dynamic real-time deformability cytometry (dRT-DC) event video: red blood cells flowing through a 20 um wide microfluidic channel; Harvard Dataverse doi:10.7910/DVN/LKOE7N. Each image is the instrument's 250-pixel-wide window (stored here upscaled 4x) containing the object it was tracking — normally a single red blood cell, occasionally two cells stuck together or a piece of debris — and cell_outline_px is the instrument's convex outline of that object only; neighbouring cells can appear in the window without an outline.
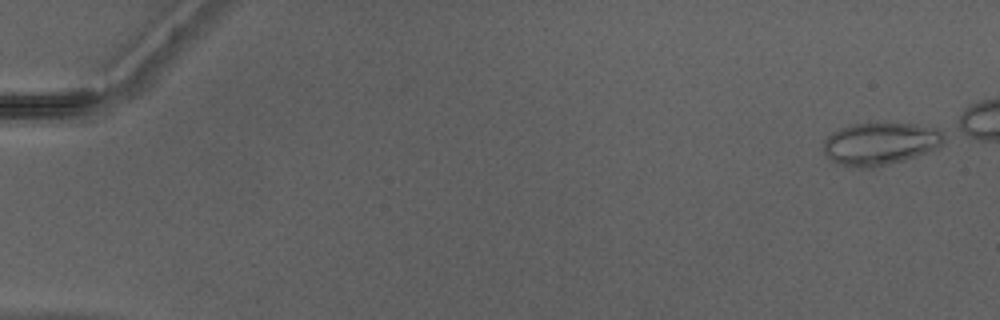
{"species": "Egyptian fruit bat (a non-hibernating species)", "species_latin": "Rousettus aegyptiacus", "temperature_condition": "warm", "stored_images_in_passage": 43, "camera_frame_rate_fps": 3000, "um_per_image_px": 0.085, "animal": {"sex": "male"}, "frame": {"image": 1, "passage_image": 1, "time_ms": 0.0, "image_size_px": [1000, 320], "cell_outline_px": [[944, 140], [936, 148], [928, 152], [904, 160], [888, 164], [868, 168], [860, 168], [840, 164], [832, 160], [824, 152], [824, 140], [832, 132], [840, 128], [852, 124], [912, 124], [932, 128], [940, 132], [944, 136]], "centroid_in_image_um": [74.78, 12.22], "position_along_channel_um": 10.2, "area_um2": 29.19}}
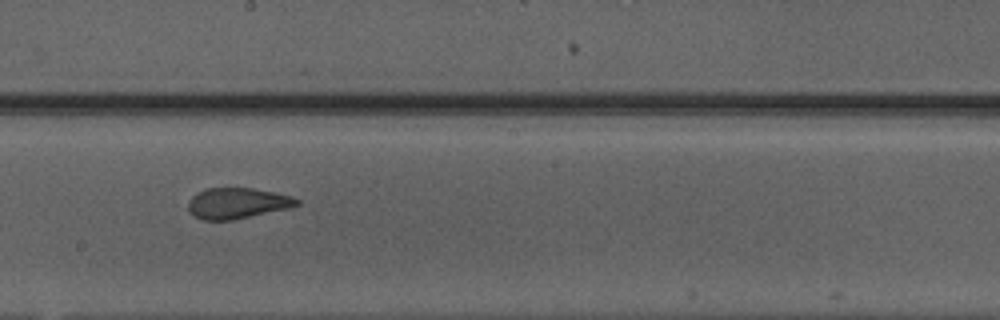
{"frame": {"image": 2, "passage_image": 28, "time_ms": 9.0, "image_size_px": [1000, 320], "cell_outline_px": [[300, 204], [288, 208], [232, 220], [200, 220], [188, 212], [188, 204], [192, 196], [196, 192], [204, 188], [252, 188], [292, 196], [300, 200]], "centroid_in_image_um": [20.12, 17.27], "position_along_channel_um": 228.1, "area_um2": 19.54}}
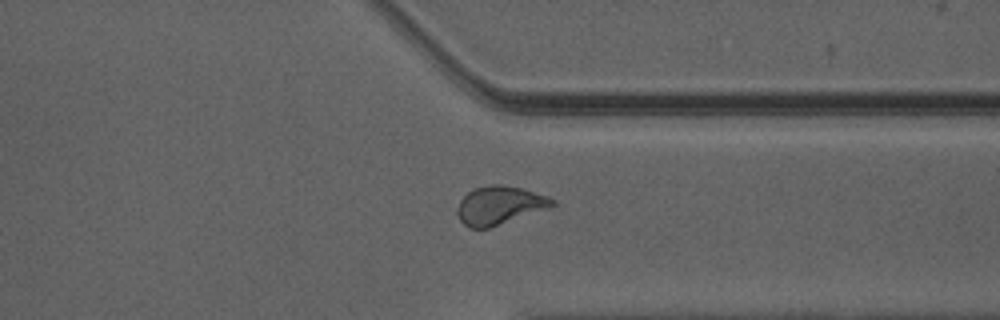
{"frame": {"image": 3, "passage_image": 38, "time_ms": 12.333, "image_size_px": [1000, 320], "cell_outline_px": [[556, 204], [548, 208], [488, 228], [468, 228], [460, 220], [456, 212], [456, 208], [460, 200], [472, 188], [492, 184], [500, 184], [520, 188], [548, 196], [556, 200]], "centroid_in_image_um": [42.43, 17.44], "position_along_channel_um": 369.0, "area_um2": 21.15}}